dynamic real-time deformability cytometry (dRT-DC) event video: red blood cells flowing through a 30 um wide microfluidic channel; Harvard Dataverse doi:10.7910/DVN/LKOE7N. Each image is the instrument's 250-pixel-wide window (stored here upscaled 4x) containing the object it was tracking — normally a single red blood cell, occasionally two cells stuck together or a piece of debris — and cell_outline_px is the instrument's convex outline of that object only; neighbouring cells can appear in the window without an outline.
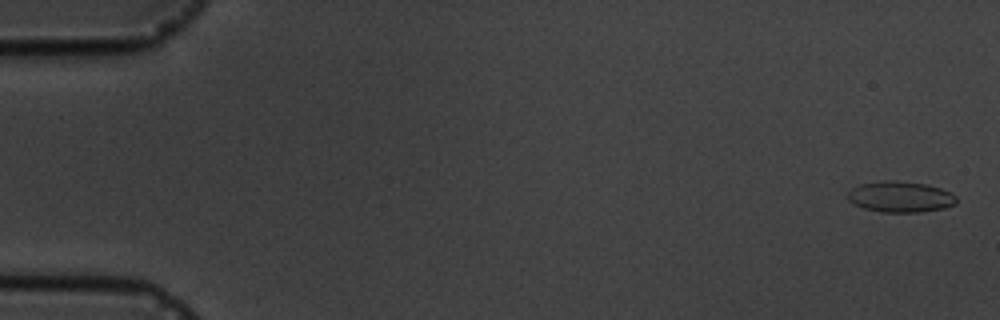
{"species": "common noctule bat (a hibernating species)", "species_latin": "Nyctalus noctula", "temperature_condition": "cold", "stored_images_in_passage": 5, "camera_frame_rate_fps": 3000, "um_per_image_px": 0.085, "animal": {"sex": "male", "body_mass_g": 19.5, "forearm_length_mm": 54.6}, "frame": {"image": 1, "passage_image": 1, "time_ms": 0.0, "image_size_px": [1000, 320], "cell_outline_px": [[956, 204], [944, 208], [920, 212], [880, 212], [864, 208], [848, 200], [848, 192], [852, 188], [860, 184], [884, 180], [892, 180], [924, 184], [940, 188], [956, 196]], "centroid_in_image_um": [76.52, 16.73], "position_along_channel_um": 8.5, "area_um2": 19.42}}
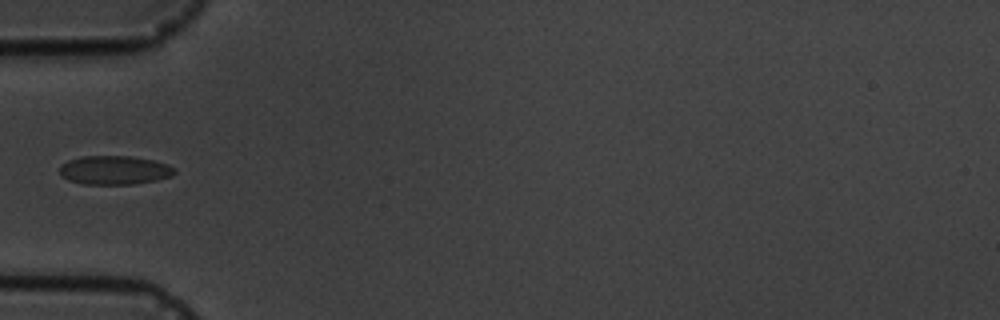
{"frame": {"image": 2, "passage_image": 5, "time_ms": 5.667, "image_size_px": [1000, 320], "cell_outline_px": [[176, 172], [172, 176], [156, 180], [132, 184], [84, 184], [68, 180], [60, 176], [60, 168], [68, 160], [80, 156], [132, 156], [152, 160], [176, 168]], "centroid_in_image_um": [9.72, 14.46], "position_along_channel_um": 75.3, "area_um2": 19.25}}